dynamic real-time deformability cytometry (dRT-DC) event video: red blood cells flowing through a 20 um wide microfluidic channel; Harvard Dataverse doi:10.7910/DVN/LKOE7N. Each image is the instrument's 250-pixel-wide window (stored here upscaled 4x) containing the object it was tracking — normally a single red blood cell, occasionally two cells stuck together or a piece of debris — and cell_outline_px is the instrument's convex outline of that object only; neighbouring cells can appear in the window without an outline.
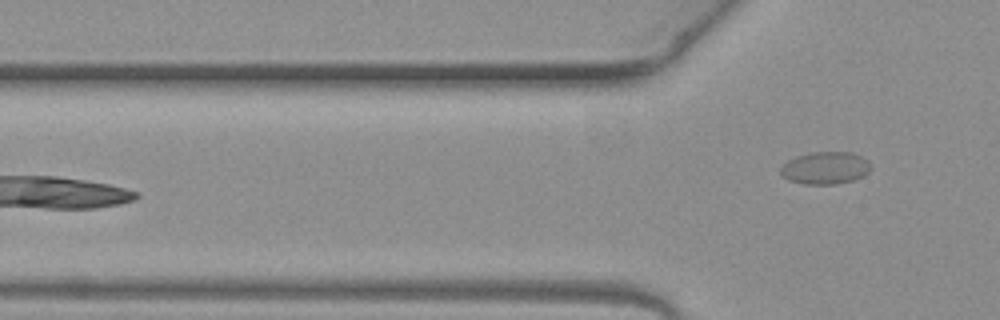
{"species": "common noctule bat (a hibernating species)", "species_latin": "Nyctalus noctula", "temperature_condition": "warm", "stored_images_in_passage": 4, "camera_frame_rate_fps": 3000, "um_per_image_px": 0.085, "animal": {"sex": "female", "body_mass_g": 19.3, "forearm_length_mm": 54.1}, "frame": {"image": 1, "passage_image": 4, "time_ms": 1.0, "image_size_px": [1000, 320], "cell_outline_px": [[872, 168], [868, 172], [852, 180], [836, 184], [804, 184], [788, 180], [780, 172], [780, 168], [788, 160], [796, 156], [812, 152], [852, 152], [868, 160], [872, 164]], "centroid_in_image_um": [70.16, 14.27], "position_along_channel_um": 55.6, "area_um2": 16.99}}